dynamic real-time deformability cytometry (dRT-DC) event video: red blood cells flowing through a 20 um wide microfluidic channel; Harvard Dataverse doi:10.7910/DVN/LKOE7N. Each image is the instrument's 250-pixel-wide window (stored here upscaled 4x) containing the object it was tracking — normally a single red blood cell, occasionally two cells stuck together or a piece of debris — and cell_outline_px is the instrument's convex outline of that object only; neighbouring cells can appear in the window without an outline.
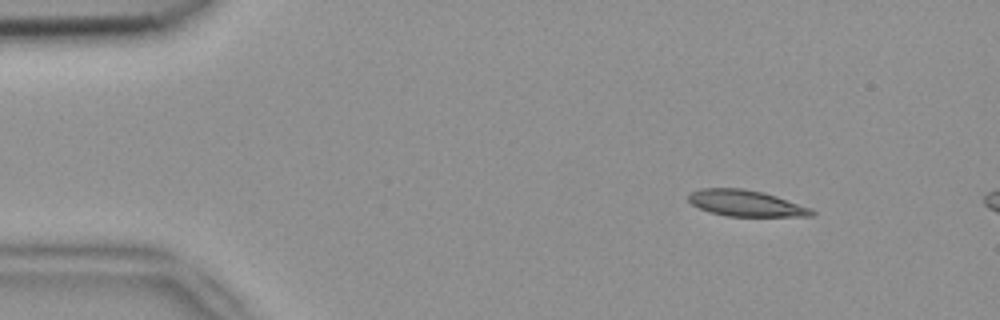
{"species": "common noctule bat (a hibernating species)", "species_latin": "Nyctalus noctula", "temperature_condition": "room temperature", "stored_images_in_passage": 4, "camera_frame_rate_fps": 3000, "um_per_image_px": 0.085, "animal": {"sex": "female", "body_mass_g": 18.4}, "frame": {"image": 1, "passage_image": 2, "time_ms": 0.333, "image_size_px": [1000, 320], "cell_outline_px": [[816, 212], [812, 216], [728, 216], [712, 212], [700, 208], [692, 204], [688, 200], [688, 196], [692, 192], [700, 188], [740, 188], [764, 192], [812, 208]], "centroid_in_image_um": [63.42, 17.27], "position_along_channel_um": 21.6, "area_um2": 18.67}}